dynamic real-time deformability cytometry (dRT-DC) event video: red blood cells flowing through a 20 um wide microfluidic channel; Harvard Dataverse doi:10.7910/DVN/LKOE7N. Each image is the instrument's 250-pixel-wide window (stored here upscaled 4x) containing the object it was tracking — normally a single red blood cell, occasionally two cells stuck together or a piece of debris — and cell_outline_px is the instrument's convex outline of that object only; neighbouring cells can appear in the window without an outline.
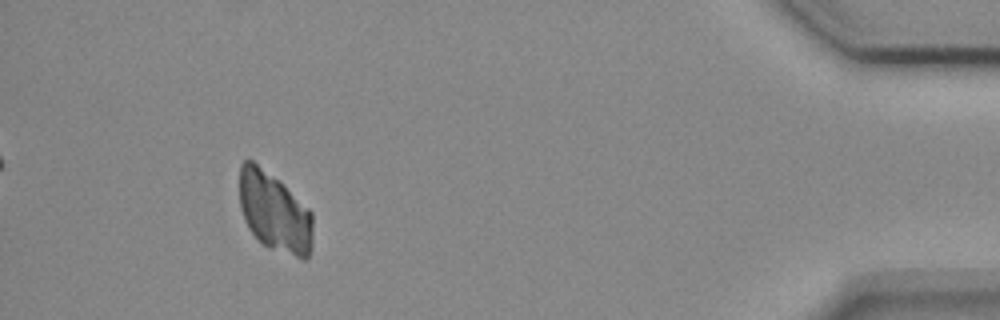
{"species": "common noctule bat (a hibernating species)", "species_latin": "Nyctalus noctula", "temperature_condition": "cold", "stored_images_in_passage": 52, "camera_frame_rate_fps": 3000, "um_per_image_px": 0.085, "animal": {"sex": "female", "body_mass_g": 18.4}, "frame": {"image": 1, "passage_image": 48, "time_ms": 15.667, "image_size_px": [1000, 320], "cell_outline_px": [[312, 248], [308, 256], [304, 260], [268, 248], [248, 228], [244, 220], [240, 208], [240, 164], [244, 160], [252, 160], [276, 180], [308, 208], [312, 212]], "centroid_in_image_um": [23.32, 18.08], "position_along_channel_um": 411.9, "area_um2": 33.52}}